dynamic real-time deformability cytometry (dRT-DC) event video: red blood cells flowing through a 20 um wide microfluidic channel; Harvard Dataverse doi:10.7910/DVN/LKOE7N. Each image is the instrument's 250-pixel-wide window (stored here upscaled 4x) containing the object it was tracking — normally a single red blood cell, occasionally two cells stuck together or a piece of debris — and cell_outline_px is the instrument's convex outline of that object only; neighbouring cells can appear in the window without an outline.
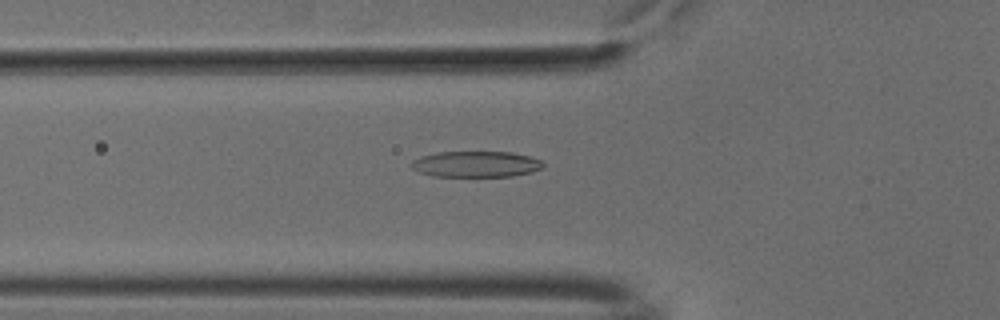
{"species": "common noctule bat (a hibernating species)", "species_latin": "Nyctalus noctula", "temperature_condition": "cold", "stored_images_in_passage": 34, "camera_frame_rate_fps": 3000, "um_per_image_px": 0.085, "animal": {"sex": "male", "body_mass_g": 18.8}, "frame": {"image": 1, "passage_image": 3, "time_ms": 0.667, "image_size_px": [1000, 320], "cell_outline_px": [[544, 164], [540, 168], [532, 172], [512, 176], [432, 176], [420, 172], [412, 168], [412, 160], [420, 156], [436, 152], [512, 152], [528, 156], [540, 160]], "centroid_in_image_um": [40.43, 13.95], "position_along_channel_um": 85.4, "area_um2": 19.83}}
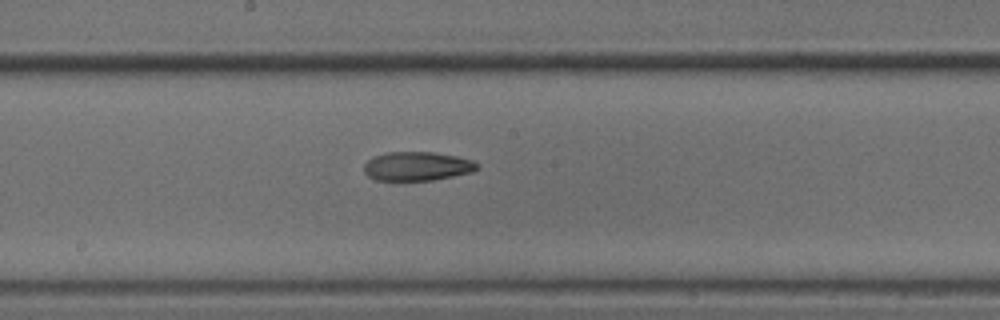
{"frame": {"image": 2, "passage_image": 13, "time_ms": 4.0, "image_size_px": [1000, 320], "cell_outline_px": [[480, 168], [472, 172], [432, 180], [376, 180], [368, 176], [364, 172], [364, 164], [368, 160], [376, 156], [388, 152], [436, 152], [456, 156], [472, 160], [480, 164]], "centroid_in_image_um": [35.49, 14.12], "position_along_channel_um": 212.7, "area_um2": 19.07}}
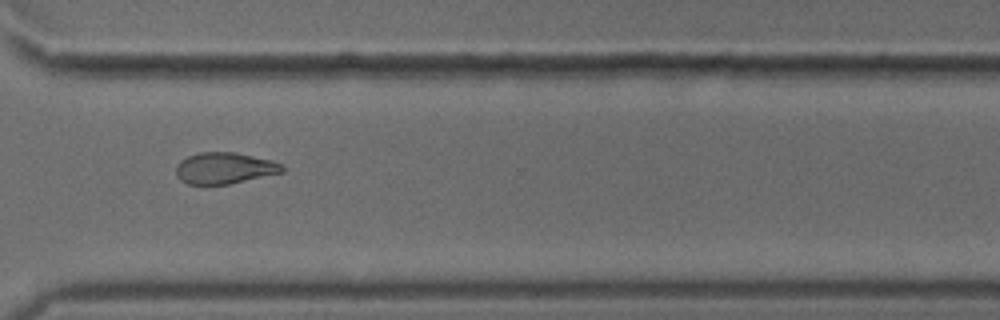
{"frame": {"image": 3, "passage_image": 24, "time_ms": 7.667, "image_size_px": [1000, 320], "cell_outline_px": [[284, 172], [228, 184], [188, 184], [180, 180], [176, 172], [176, 164], [180, 160], [188, 156], [200, 152], [232, 152], [272, 160], [280, 164], [284, 168]], "centroid_in_image_um": [19.06, 14.29], "position_along_channel_um": 351.5, "area_um2": 19.25}}